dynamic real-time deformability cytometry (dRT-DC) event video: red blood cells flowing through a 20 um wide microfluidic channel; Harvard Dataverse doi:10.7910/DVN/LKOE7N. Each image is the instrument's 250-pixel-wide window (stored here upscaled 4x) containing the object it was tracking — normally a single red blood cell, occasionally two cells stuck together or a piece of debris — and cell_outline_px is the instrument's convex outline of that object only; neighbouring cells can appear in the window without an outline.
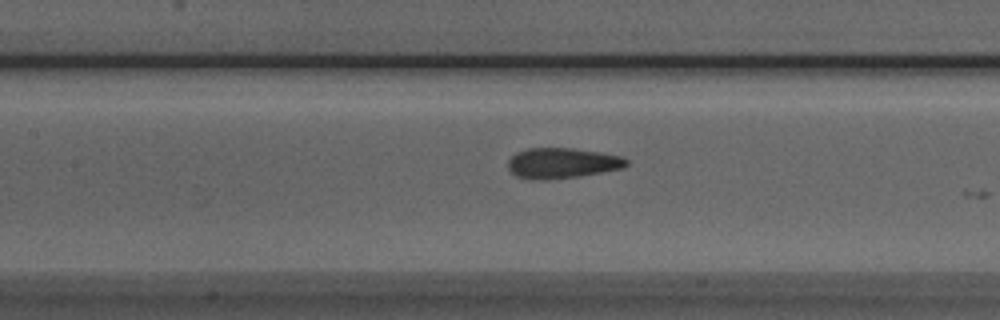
{"species": "Egyptian fruit bat (a non-hibernating species)", "species_latin": "Rousettus aegyptiacus", "temperature_condition": "room temperature", "stored_images_in_passage": 6, "camera_frame_rate_fps": 3000, "um_per_image_px": 0.085, "animal": {"sex": "male"}, "frame": {"image": 1, "passage_image": 5, "time_ms": 1.333, "image_size_px": [1000, 320], "cell_outline_px": [[628, 164], [624, 168], [580, 176], [544, 180], [532, 180], [516, 176], [508, 168], [508, 160], [516, 152], [528, 148], [572, 148], [600, 152], [624, 156], [628, 160]], "centroid_in_image_um": [47.8, 13.86], "position_along_channel_um": 159.6, "area_um2": 21.21}}